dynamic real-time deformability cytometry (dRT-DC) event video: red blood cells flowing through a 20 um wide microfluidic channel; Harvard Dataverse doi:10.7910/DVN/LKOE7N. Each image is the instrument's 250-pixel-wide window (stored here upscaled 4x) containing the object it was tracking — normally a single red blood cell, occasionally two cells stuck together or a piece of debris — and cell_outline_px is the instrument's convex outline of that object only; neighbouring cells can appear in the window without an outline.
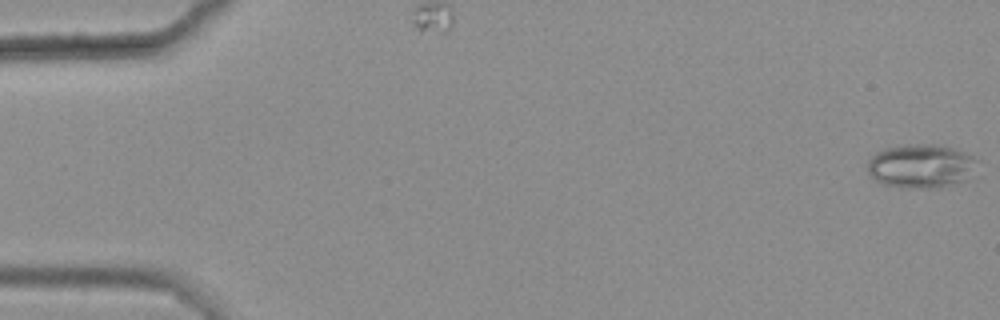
{"species": "common noctule bat (a hibernating species)", "species_latin": "Nyctalus noctula", "temperature_condition": "warm", "stored_images_in_passage": 5, "camera_frame_rate_fps": 3000, "um_per_image_px": 0.085, "animal": {"sex": "female", "body_mass_g": 25.1}, "frame": {"image": 1, "passage_image": 1, "time_ms": 0.0, "image_size_px": [1000, 320], "cell_outline_px": [[980, 160], [964, 180], [928, 188], [900, 188], [884, 184], [876, 180], [868, 172], [868, 160], [876, 152], [884, 148], [904, 144], [936, 144], [952, 148], [964, 152]], "centroid_in_image_um": [78.23, 14.09], "position_along_channel_um": 6.8, "area_um2": 27.74}}
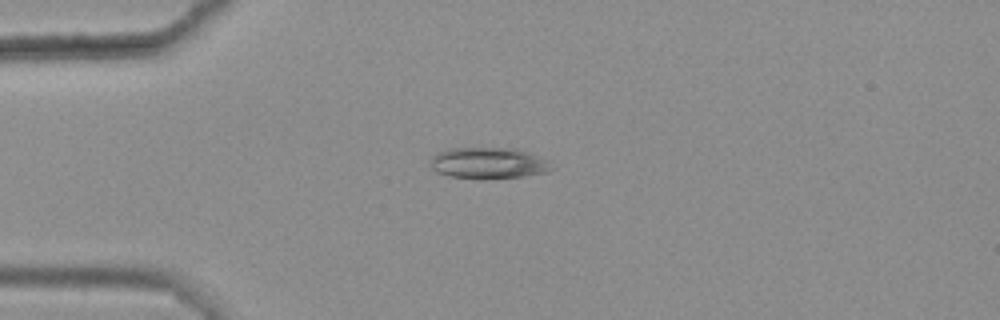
{"frame": {"image": 2, "passage_image": 5, "time_ms": 1.333, "image_size_px": [1000, 320], "cell_outline_px": [[556, 168], [548, 172], [524, 176], [484, 180], [448, 176], [436, 172], [432, 168], [432, 156], [448, 148], [516, 148], [548, 160]], "centroid_in_image_um": [41.56, 13.88], "position_along_channel_um": 43.4, "area_um2": 22.37}}